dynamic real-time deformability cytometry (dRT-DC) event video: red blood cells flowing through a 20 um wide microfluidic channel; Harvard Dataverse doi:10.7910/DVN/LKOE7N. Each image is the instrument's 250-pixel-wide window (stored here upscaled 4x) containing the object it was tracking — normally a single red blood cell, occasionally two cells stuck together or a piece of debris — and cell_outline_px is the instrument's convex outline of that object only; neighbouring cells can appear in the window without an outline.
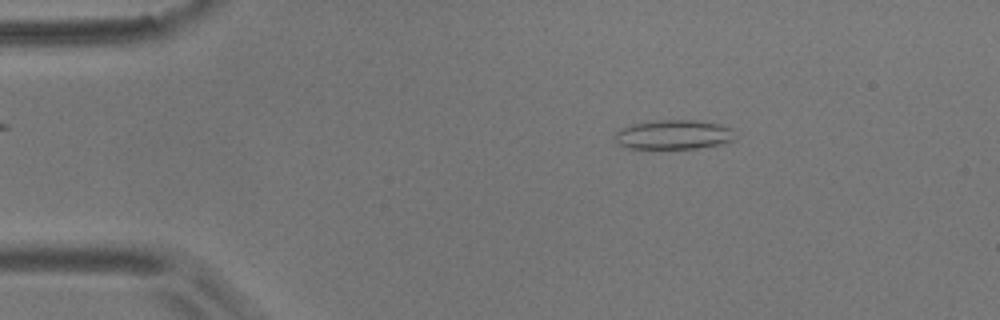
{"species": "common noctule bat (a hibernating species)", "species_latin": "Nyctalus noctula", "temperature_condition": "room temperature", "stored_images_in_passage": 4, "camera_frame_rate_fps": 3000, "um_per_image_px": 0.085, "animal": {"sex": "male", "body_mass_g": 17.9}, "frame": {"image": 1, "passage_image": 2, "time_ms": 1.0, "image_size_px": [1000, 320], "cell_outline_px": [[736, 140], [720, 144], [696, 148], [628, 148], [620, 144], [616, 140], [616, 132], [632, 124], [660, 120], [696, 120], [720, 124], [732, 128]], "centroid_in_image_um": [57.33, 11.44], "position_along_channel_um": 27.7, "area_um2": 20.35}}